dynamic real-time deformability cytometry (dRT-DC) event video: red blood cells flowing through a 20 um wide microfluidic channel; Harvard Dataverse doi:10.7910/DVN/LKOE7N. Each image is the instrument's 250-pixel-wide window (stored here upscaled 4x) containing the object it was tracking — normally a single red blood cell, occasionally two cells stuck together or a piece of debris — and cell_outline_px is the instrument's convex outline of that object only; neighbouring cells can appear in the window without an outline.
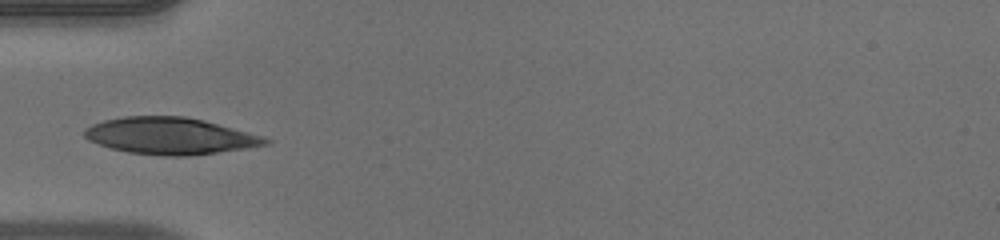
{"species": "human", "species_latin": "Homo sapiens", "temperature_condition": "warm", "stored_images_in_passage": 14, "camera_frame_rate_fps": 3000, "um_per_image_px": 0.085, "donor": {"sex": "male"}, "frame": {"image": 1, "passage_image": 1, "time_ms": 0.0, "image_size_px": [1000, 240], "cell_outline_px": [[272, 140], [268, 144], [248, 148], [188, 156], [168, 156], [128, 152], [112, 148], [88, 140], [84, 136], [84, 128], [92, 124], [104, 120], [124, 116], [184, 116], [204, 120], [264, 136]], "centroid_in_image_um": [14.48, 11.55], "position_along_channel_um": 70.5, "area_um2": 38.73}}
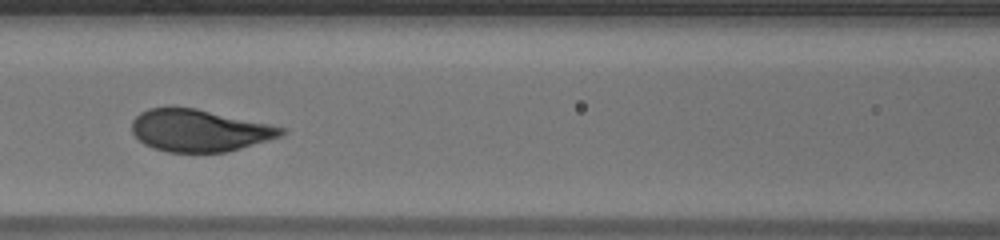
{"frame": {"image": 2, "passage_image": 7, "time_ms": 2.0, "image_size_px": [1000, 240], "cell_outline_px": [[288, 128], [280, 136], [268, 140], [240, 148], [224, 152], [168, 152], [152, 148], [144, 144], [132, 132], [132, 120], [140, 112], [148, 108], [196, 108]], "centroid_in_image_um": [16.93, 11.09], "position_along_channel_um": 149.7, "area_um2": 36.36}}